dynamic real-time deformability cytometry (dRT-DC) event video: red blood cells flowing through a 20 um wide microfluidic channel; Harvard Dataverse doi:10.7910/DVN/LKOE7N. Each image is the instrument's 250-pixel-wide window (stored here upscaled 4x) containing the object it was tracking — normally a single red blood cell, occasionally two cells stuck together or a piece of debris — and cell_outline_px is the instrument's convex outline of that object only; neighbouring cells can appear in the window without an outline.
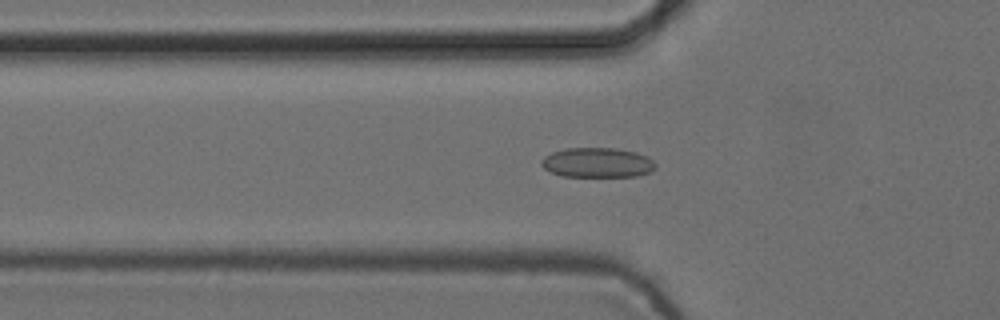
{"species": "common noctule bat (a hibernating species)", "species_latin": "Nyctalus noctula", "temperature_condition": "cold", "stored_images_in_passage": 56, "camera_frame_rate_fps": 3000, "um_per_image_px": 0.085, "animal": {"sex": "female", "body_mass_g": 24.6, "forearm_length_mm": 56.2}, "frame": {"image": 1, "passage_image": 19, "time_ms": 6.0, "image_size_px": [1000, 320], "cell_outline_px": [[656, 168], [652, 172], [636, 176], [564, 176], [552, 172], [544, 168], [540, 164], [540, 160], [544, 156], [552, 152], [564, 148], [616, 148], [636, 152], [648, 156], [656, 164]], "centroid_in_image_um": [50.79, 13.81], "position_along_channel_um": 75.0, "area_um2": 19.94}}
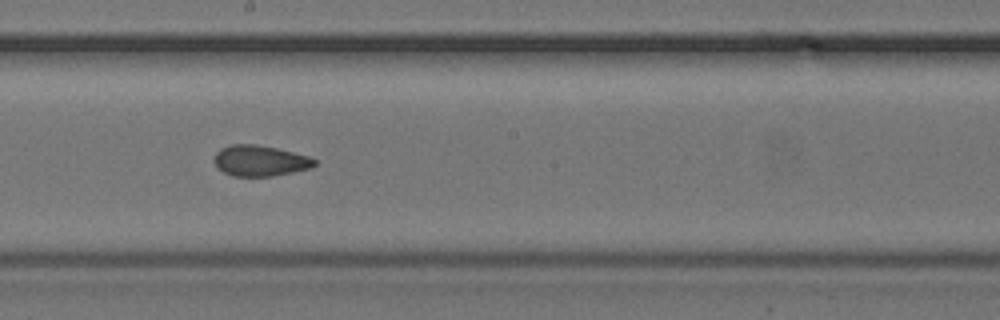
{"frame": {"image": 2, "passage_image": 31, "time_ms": 10.0, "image_size_px": [1000, 320], "cell_outline_px": [[316, 164], [312, 168], [272, 176], [232, 176], [216, 168], [212, 160], [216, 152], [220, 148], [232, 144], [256, 144], [276, 148], [308, 156], [316, 160]], "centroid_in_image_um": [22.05, 13.66], "position_along_channel_um": 226.1, "area_um2": 18.15}}
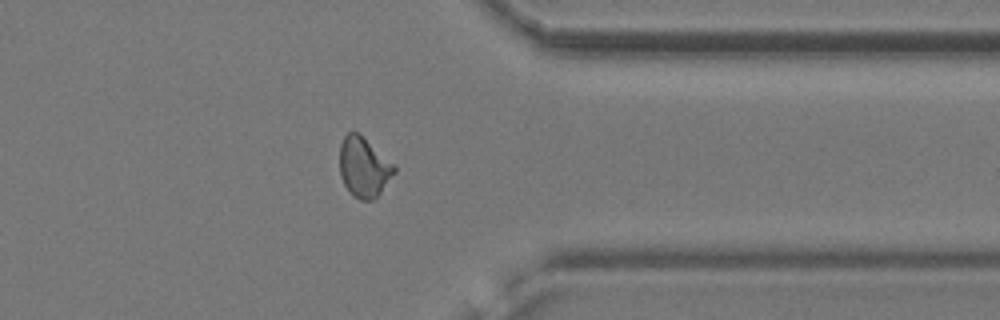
{"frame": {"image": 3, "passage_image": 44, "time_ms": 14.333, "image_size_px": [1000, 320], "cell_outline_px": [[396, 172], [380, 192], [372, 200], [360, 200], [352, 196], [344, 184], [340, 176], [340, 144], [344, 136], [348, 132], [356, 132], [396, 164]], "centroid_in_image_um": [30.93, 14.22], "position_along_channel_um": 380.5, "area_um2": 19.02}, "authors_computed_cell_mechanics": {"area_um2": 18.6405, "velocity_mm_per_s": 3.7508, "shape_relaxation_time_tau1_ms": 11.3061, "shape_relaxation_time_tau2_ms": 1.9557, "deformation_change_tau1": 0.1579, "deformation_change_tau2": 0.0663}}